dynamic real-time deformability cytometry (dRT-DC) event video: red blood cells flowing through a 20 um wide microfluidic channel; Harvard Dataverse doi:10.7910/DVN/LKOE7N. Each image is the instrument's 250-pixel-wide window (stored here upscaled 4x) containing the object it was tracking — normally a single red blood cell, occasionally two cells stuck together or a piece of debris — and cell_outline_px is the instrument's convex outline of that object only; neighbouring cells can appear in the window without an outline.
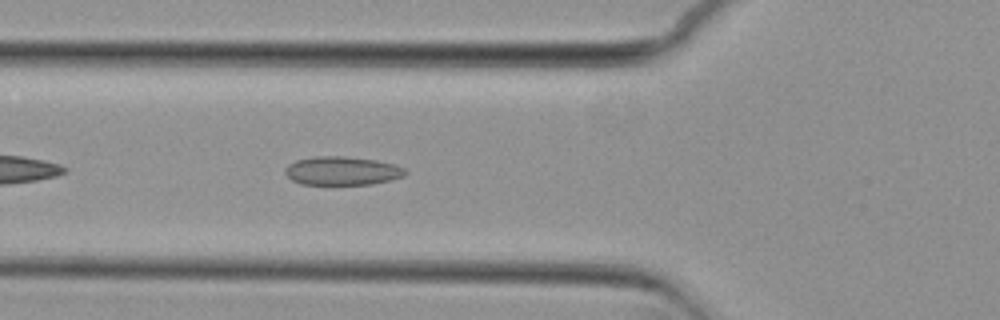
{"species": "common noctule bat (a hibernating species)", "species_latin": "Nyctalus noctula", "temperature_condition": "cold", "stored_images_in_passage": 41, "camera_frame_rate_fps": 3000, "um_per_image_px": 0.085, "animal": {"sex": "female", "body_mass_g": 29.2, "forearm_length_mm": 56.3}, "frame": {"image": 1, "passage_image": 6, "time_ms": 1.667, "image_size_px": [1000, 320], "cell_outline_px": [[408, 172], [404, 176], [372, 184], [300, 184], [292, 180], [284, 172], [284, 168], [288, 164], [296, 160], [312, 156], [344, 156], [376, 160], [396, 164], [404, 168]], "centroid_in_image_um": [29.06, 14.51], "position_along_channel_um": 96.7, "area_um2": 20.11}}
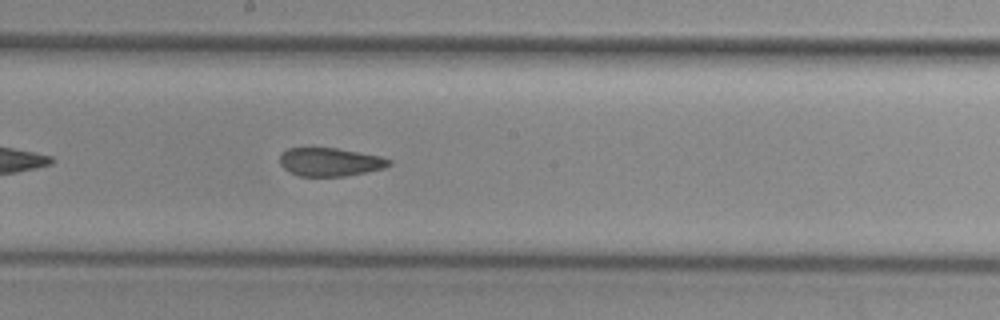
{"frame": {"image": 2, "passage_image": 16, "time_ms": 5.0, "image_size_px": [1000, 320], "cell_outline_px": [[392, 164], [384, 168], [344, 176], [300, 176], [284, 168], [280, 164], [280, 156], [288, 148], [336, 148], [380, 156], [392, 160]], "centroid_in_image_um": [28.07, 13.76], "position_along_channel_um": 220.1, "area_um2": 17.8}}
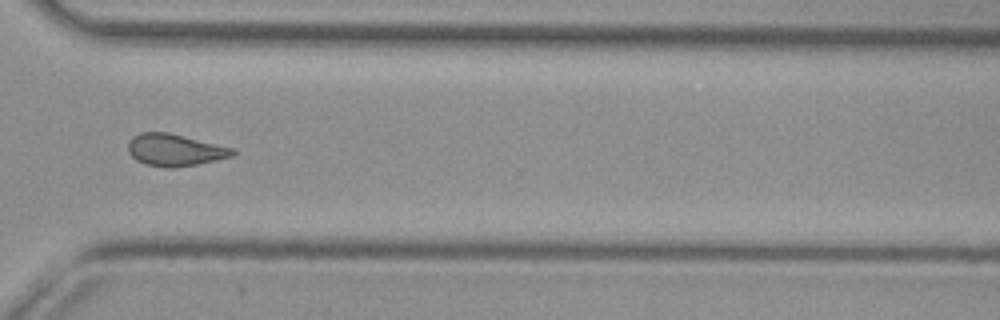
{"frame": {"image": 3, "passage_image": 27, "time_ms": 8.667, "image_size_px": [1000, 320], "cell_outline_px": [[236, 152], [232, 156], [216, 160], [196, 164], [172, 168], [164, 168], [144, 164], [136, 160], [128, 152], [128, 144], [132, 136], [140, 132], [168, 132], [236, 148]], "centroid_in_image_um": [14.86, 12.74], "position_along_channel_um": 355.7, "area_um2": 19.71}, "authors_computed_cell_mechanics": {"area_um2": 19.5942, "velocity_mm_per_s": 3.6982, "shape_relaxation_time_tau1_ms": null, "shape_relaxation_time_tau2_ms": 2.1152, "deformation_change_tau1": null, "deformation_change_tau2": 0.0878}}